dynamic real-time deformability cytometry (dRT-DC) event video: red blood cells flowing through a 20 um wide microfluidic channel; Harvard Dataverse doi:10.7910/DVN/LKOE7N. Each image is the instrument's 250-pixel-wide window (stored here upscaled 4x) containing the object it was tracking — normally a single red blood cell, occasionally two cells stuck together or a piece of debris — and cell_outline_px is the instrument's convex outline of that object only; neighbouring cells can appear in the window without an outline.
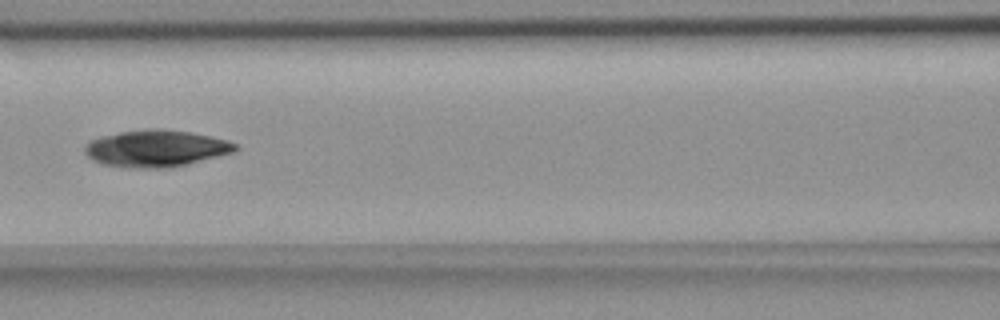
{"species": "common noctule bat (a hibernating species)", "species_latin": "Nyctalus noctula", "temperature_condition": "room temperature", "stored_images_in_passage": 10, "camera_frame_rate_fps": 3000, "um_per_image_px": 0.085, "animal": {"sex": "female", "body_mass_g": 18.4}, "frame": {"image": 1, "passage_image": 7, "time_ms": 2.0, "image_size_px": [1000, 320], "cell_outline_px": [[240, 148], [236, 152], [188, 164], [168, 168], [132, 168], [104, 164], [92, 160], [84, 152], [84, 148], [92, 140], [100, 136], [120, 132], [148, 128], [160, 128], [188, 132], [228, 140], [236, 144]], "centroid_in_image_um": [13.29, 12.62], "position_along_channel_um": 153.3, "area_um2": 32.37}}
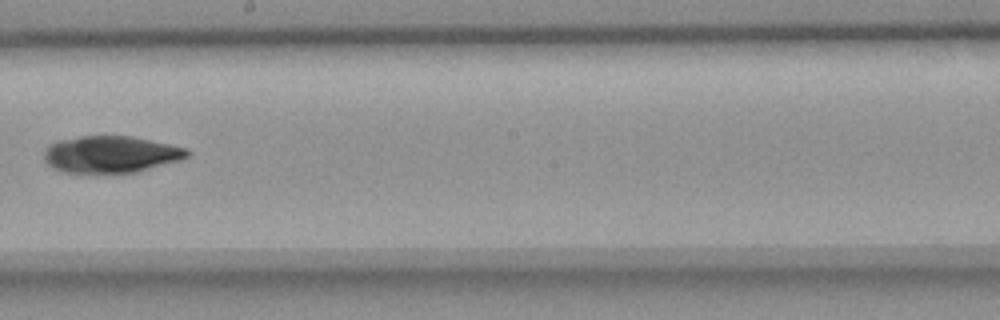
{"frame": {"image": 2, "passage_image": 9, "time_ms": 2.667, "image_size_px": [1000, 320], "cell_outline_px": [[192, 152], [188, 156], [180, 160], [136, 172], [64, 172], [52, 168], [44, 160], [44, 148], [48, 144], [56, 140], [80, 136], [132, 136], [168, 144], [184, 148]], "centroid_in_image_um": [9.37, 13.1], "position_along_channel_um": 238.8, "area_um2": 30.63}}
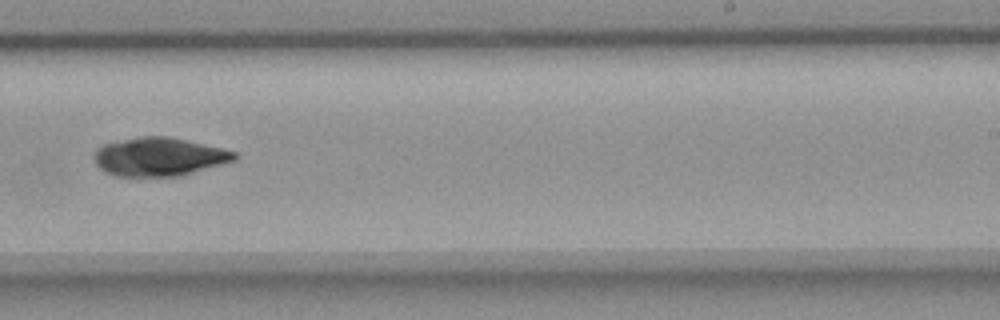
{"frame": {"image": 3, "passage_image": 10, "time_ms": 3.0, "image_size_px": [1000, 320], "cell_outline_px": [[240, 156], [236, 160], [180, 176], [116, 176], [104, 172], [96, 164], [96, 148], [104, 144], [140, 136], [168, 136], [224, 148], [236, 152]], "centroid_in_image_um": [13.57, 13.32], "position_along_channel_um": 275.4, "area_um2": 31.44}}